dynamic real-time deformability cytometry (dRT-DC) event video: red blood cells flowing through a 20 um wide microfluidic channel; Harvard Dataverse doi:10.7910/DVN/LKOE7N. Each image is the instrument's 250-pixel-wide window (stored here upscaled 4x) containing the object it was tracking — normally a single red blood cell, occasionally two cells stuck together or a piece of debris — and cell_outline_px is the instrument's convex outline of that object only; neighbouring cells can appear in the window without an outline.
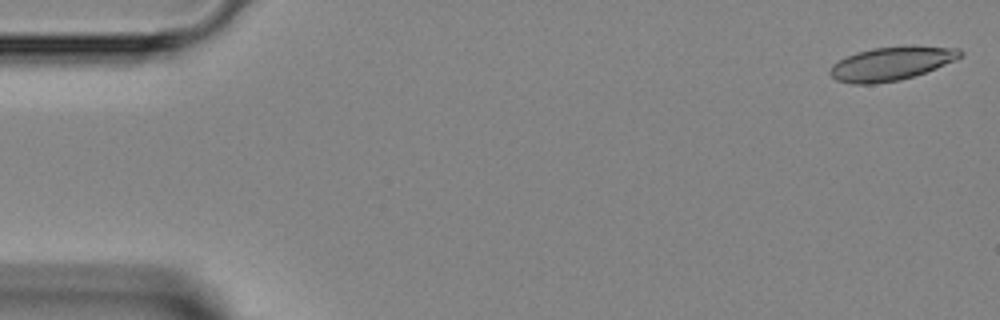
{"species": "Egyptian fruit bat (a non-hibernating species)", "species_latin": "Rousettus aegyptiacus", "temperature_condition": "room temperature", "stored_images_in_passage": 11, "camera_frame_rate_fps": 3000, "um_per_image_px": 0.085, "animal": {"sex": "female"}, "frame": {"image": 1, "passage_image": 1, "time_ms": 0.0, "image_size_px": [1000, 320], "cell_outline_px": [[964, 56], [956, 60], [936, 68], [900, 80], [872, 84], [852, 84], [836, 80], [828, 72], [832, 64], [856, 52], [872, 48], [912, 44], [960, 48], [964, 52]], "centroid_in_image_um": [75.82, 5.37], "position_along_channel_um": 9.2, "area_um2": 25.95}}